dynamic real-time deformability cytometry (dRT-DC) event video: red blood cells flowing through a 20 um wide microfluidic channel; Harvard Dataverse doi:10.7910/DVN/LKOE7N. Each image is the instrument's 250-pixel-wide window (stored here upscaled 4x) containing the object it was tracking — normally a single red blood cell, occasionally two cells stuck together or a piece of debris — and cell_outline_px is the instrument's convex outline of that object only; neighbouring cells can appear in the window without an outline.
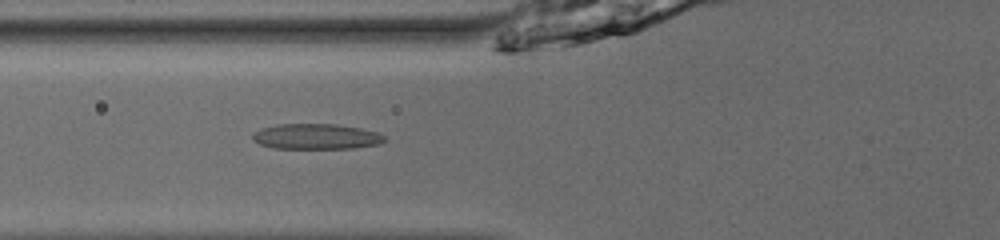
{"species": "common noctule bat (a hibernating species)", "species_latin": "Nyctalus noctula", "temperature_condition": "room temperature", "stored_images_in_passage": 52, "camera_frame_rate_fps": 3000, "um_per_image_px": 0.085, "animal": {"sex": "male", "body_mass_g": 13.0, "forearm_length_mm": 53.1}, "frame": {"image": 1, "passage_image": 22, "time_ms": 7.0, "image_size_px": [1000, 240], "cell_outline_px": [[384, 140], [380, 144], [356, 148], [272, 148], [260, 144], [252, 140], [252, 132], [260, 128], [276, 124], [336, 124], [360, 128], [376, 132], [384, 136]], "centroid_in_image_um": [26.82, 11.6], "position_along_channel_um": 99.0, "area_um2": 19.65}}
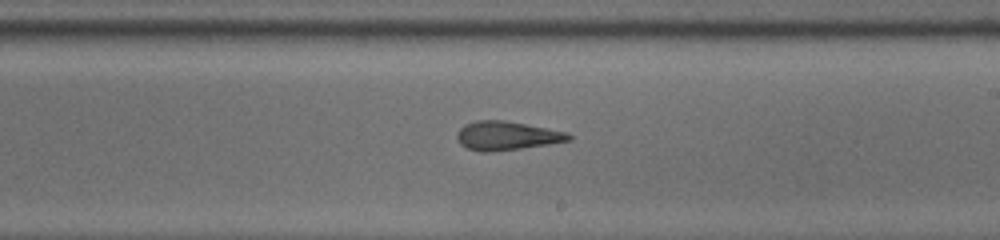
{"frame": {"image": 2, "passage_image": 33, "time_ms": 10.667, "image_size_px": [1000, 240], "cell_outline_px": [[572, 140], [548, 144], [520, 148], [488, 152], [480, 152], [468, 148], [460, 144], [456, 136], [456, 132], [464, 124], [476, 120], [504, 120], [568, 132], [572, 136]], "centroid_in_image_um": [43.05, 11.53], "position_along_channel_um": 245.9, "area_um2": 18.73}}
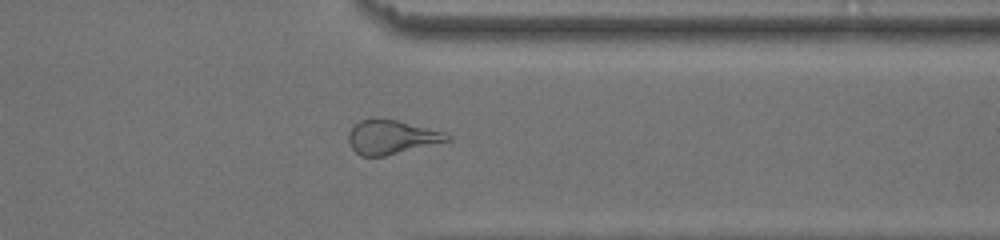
{"frame": {"image": 3, "passage_image": 43, "time_ms": 14.0, "image_size_px": [1000, 240], "cell_outline_px": [[452, 140], [384, 156], [360, 156], [352, 148], [348, 140], [348, 136], [352, 128], [360, 120], [396, 120], [444, 132], [452, 136]], "centroid_in_image_um": [33.3, 11.68], "position_along_channel_um": 378.1, "area_um2": 19.07}, "authors_computed_cell_mechanics": {"area_um2": 19.8832, "velocity_mm_per_s": 3.9846, "shape_relaxation_time_tau1_ms": null, "shape_relaxation_time_tau2_ms": 2.1974, "deformation_change_tau1": null, "deformation_change_tau2": 0.1143}}